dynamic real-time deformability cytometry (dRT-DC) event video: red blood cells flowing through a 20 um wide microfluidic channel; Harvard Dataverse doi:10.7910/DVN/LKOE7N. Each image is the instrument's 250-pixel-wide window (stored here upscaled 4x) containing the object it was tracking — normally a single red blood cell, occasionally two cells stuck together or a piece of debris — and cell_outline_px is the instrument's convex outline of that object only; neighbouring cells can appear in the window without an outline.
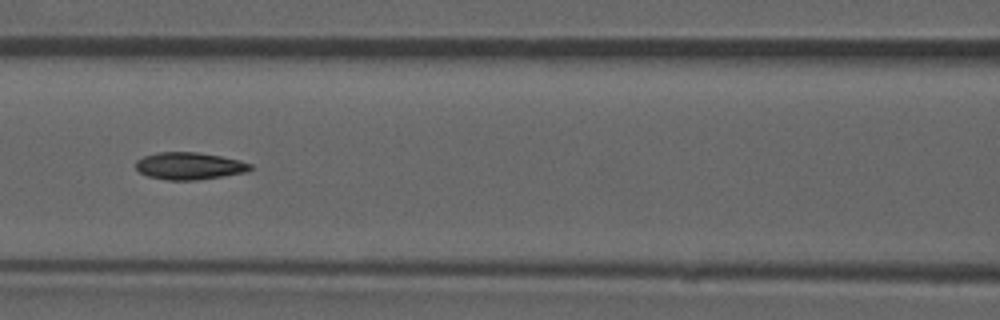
{"species": "common noctule bat (a hibernating species)", "species_latin": "Nyctalus noctula", "temperature_condition": "room temperature", "stored_images_in_passage": 51, "camera_frame_rate_fps": 3000, "um_per_image_px": 0.085, "animal": {"sex": "male", "forearm_length_mm": 52.5}, "frame": {"image": 1, "passage_image": 22, "time_ms": 7.0, "image_size_px": [1000, 320], "cell_outline_px": [[252, 168], [248, 172], [196, 180], [168, 180], [148, 176], [140, 172], [136, 168], [136, 160], [144, 156], [160, 152], [196, 152], [220, 156], [240, 160], [252, 164]], "centroid_in_image_um": [16.11, 14.1], "position_along_channel_um": 150.5, "area_um2": 18.09}, "authors_computed_cell_mechanics": {"area_um2": 18.0914, "velocity_mm_per_s": 3.9199, "shape_relaxation_time_tau1_ms": null, "shape_relaxation_time_tau2_ms": 2.3822, "deformation_change_tau1": null, "deformation_change_tau2": 0.0722}}